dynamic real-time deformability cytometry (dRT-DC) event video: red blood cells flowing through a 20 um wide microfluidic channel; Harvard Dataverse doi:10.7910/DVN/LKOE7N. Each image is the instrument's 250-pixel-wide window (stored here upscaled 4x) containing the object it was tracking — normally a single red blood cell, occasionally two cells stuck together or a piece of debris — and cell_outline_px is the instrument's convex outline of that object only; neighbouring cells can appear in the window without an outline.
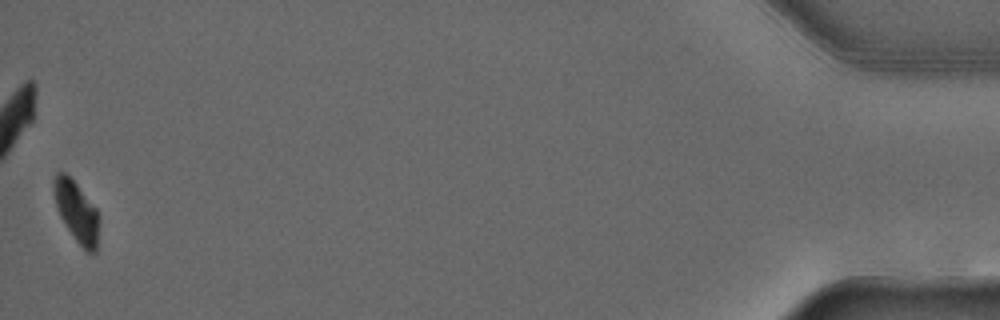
{"species": "common noctule bat (a hibernating species)", "species_latin": "Nyctalus noctula", "temperature_condition": "warm", "stored_images_in_passage": 49, "camera_frame_rate_fps": 3000, "um_per_image_px": 0.085, "animal": {"sex": "male", "forearm_length_mm": 52.5}, "frame": {"image": 1, "passage_image": 49, "time_ms": 16.0, "image_size_px": [1000, 320], "cell_outline_px": [[100, 220], [96, 252], [84, 252], [60, 216], [52, 192], [52, 184], [56, 172], [64, 172], [76, 184], [96, 208], [100, 216]], "centroid_in_image_um": [6.52, 18.01], "position_along_channel_um": 428.7, "area_um2": 16.07}, "authors_computed_cell_mechanics": {"area_um2": 18.7272, "velocity_mm_per_s": 3.967, "shape_relaxation_time_tau1_ms": 3.7596, "shape_relaxation_time_tau2_ms": null, "deformation_change_tau1": 0.1469, "deformation_change_tau2": null}}